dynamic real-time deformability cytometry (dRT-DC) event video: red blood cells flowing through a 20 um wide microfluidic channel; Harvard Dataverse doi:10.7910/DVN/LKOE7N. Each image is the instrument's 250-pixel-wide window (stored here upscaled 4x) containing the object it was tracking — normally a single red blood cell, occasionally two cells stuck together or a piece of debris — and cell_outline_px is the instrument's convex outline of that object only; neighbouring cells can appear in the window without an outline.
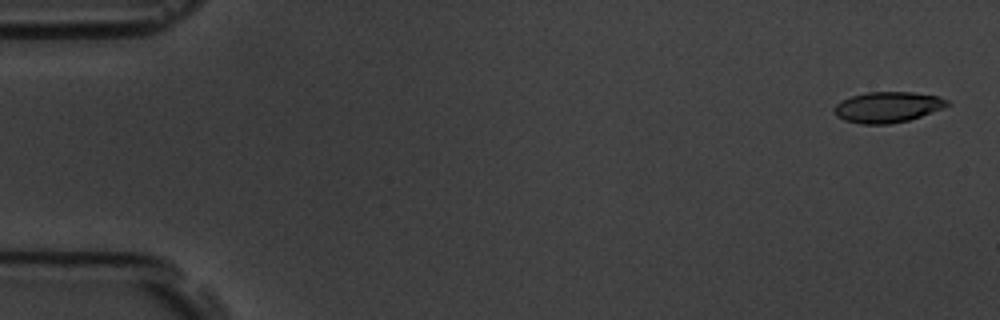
{"species": "common noctule bat (a hibernating species)", "species_latin": "Nyctalus noctula", "temperature_condition": "room temperature", "stored_images_in_passage": 56, "camera_frame_rate_fps": 3000, "um_per_image_px": 0.085, "animal": {"sex": "male", "body_mass_g": 19.5, "forearm_length_mm": 54.6}, "frame": {"image": 1, "passage_image": 2, "time_ms": 0.333, "image_size_px": [1000, 320], "cell_outline_px": [[952, 104], [920, 116], [908, 120], [888, 124], [860, 124], [844, 120], [836, 116], [832, 112], [832, 108], [840, 100], [852, 96], [868, 92], [912, 92], [940, 96], [948, 100]], "centroid_in_image_um": [75.41, 9.1], "position_along_channel_um": 9.6, "area_um2": 20.35}}
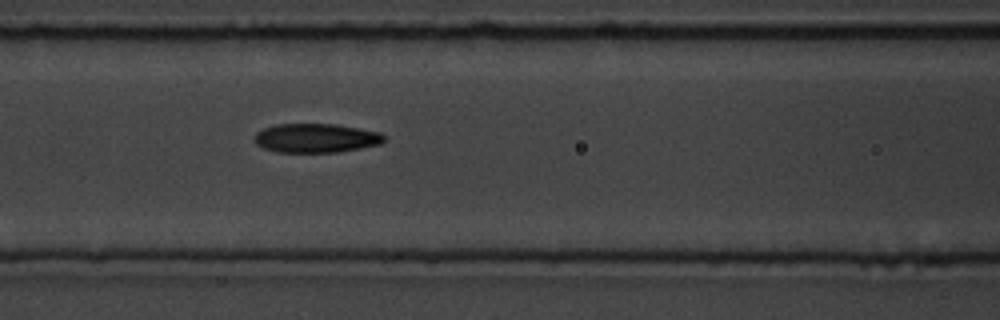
{"frame": {"image": 2, "passage_image": 24, "time_ms": 7.667, "image_size_px": [1000, 320], "cell_outline_px": [[384, 140], [380, 144], [360, 148], [336, 152], [276, 152], [264, 148], [256, 144], [252, 140], [256, 132], [264, 128], [276, 124], [336, 124], [380, 132], [384, 136]], "centroid_in_image_um": [26.81, 11.73], "position_along_channel_um": 139.8, "area_um2": 21.96}}
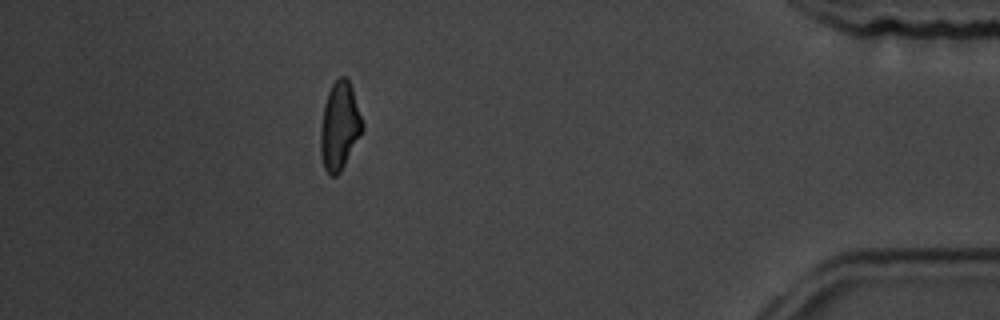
{"frame": {"image": 3, "passage_image": 50, "time_ms": 16.333, "image_size_px": [1000, 320], "cell_outline_px": [[364, 128], [340, 172], [336, 176], [332, 176], [324, 168], [320, 152], [320, 132], [324, 104], [328, 92], [332, 84], [340, 76], [344, 76], [348, 80], [352, 88], [364, 124]], "centroid_in_image_um": [28.86, 10.71], "position_along_channel_um": 406.3, "area_um2": 21.21}, "authors_computed_cell_mechanics": {"area_um2": 21.6461, "velocity_mm_per_s": 3.6606, "shape_relaxation_time_tau1_ms": 5.2331, "shape_relaxation_time_tau2_ms": 3.4746, "deformation_change_tau1": 0.1602, "deformation_change_tau2": 0.1087}}